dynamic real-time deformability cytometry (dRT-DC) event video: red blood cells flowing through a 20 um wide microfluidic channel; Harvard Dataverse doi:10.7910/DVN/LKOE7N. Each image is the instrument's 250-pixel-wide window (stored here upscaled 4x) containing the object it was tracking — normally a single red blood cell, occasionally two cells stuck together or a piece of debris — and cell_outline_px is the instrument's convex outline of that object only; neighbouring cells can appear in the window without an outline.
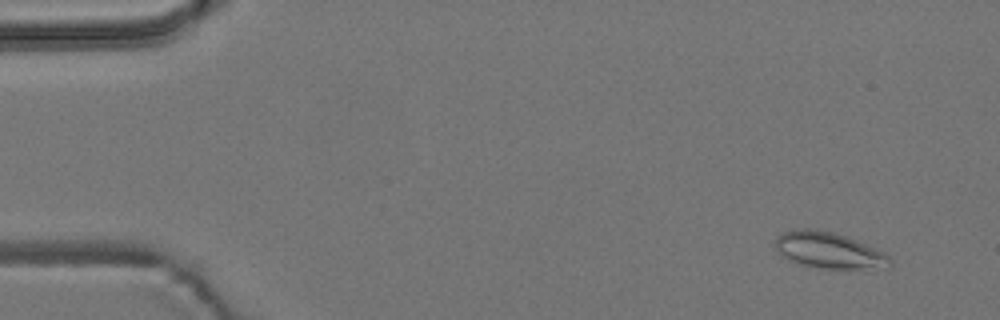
{"species": "common noctule bat (a hibernating species)", "species_latin": "Nyctalus noctula", "temperature_condition": "room temperature", "stored_images_in_passage": 6, "camera_frame_rate_fps": 3000, "um_per_image_px": 0.085, "animal": {"sex": "male", "body_mass_g": 19.2, "forearm_length_mm": 51.8}, "frame": {"image": 1, "passage_image": 1, "time_ms": 0.0, "image_size_px": [1000, 320], "cell_outline_px": [[892, 264], [888, 268], [820, 268], [800, 264], [780, 256], [776, 248], [776, 236], [784, 232], [804, 228], [816, 228], [832, 232], [856, 240], [876, 248], [884, 252], [892, 260]], "centroid_in_image_um": [70.46, 21.28], "position_along_channel_um": 14.5, "area_um2": 24.1}}
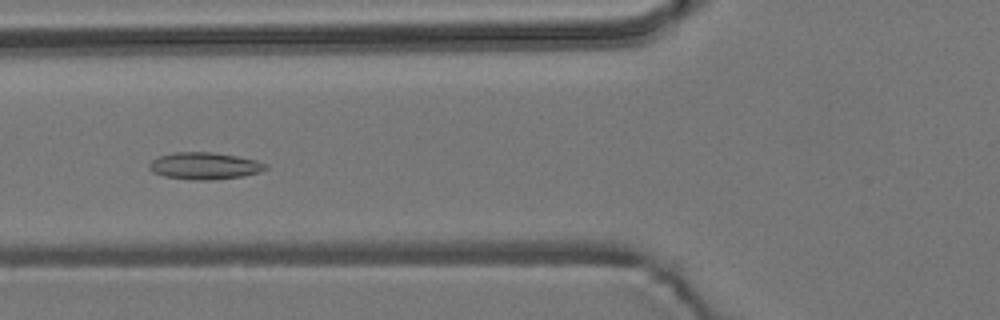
{"frame": {"image": 2, "passage_image": 6, "time_ms": 5.667, "image_size_px": [1000, 320], "cell_outline_px": [[268, 168], [260, 172], [244, 176], [212, 180], [192, 180], [164, 176], [152, 172], [148, 168], [148, 164], [152, 160], [160, 156], [172, 152], [212, 152], [236, 156], [256, 160], [268, 164]], "centroid_in_image_um": [17.39, 14.1], "position_along_channel_um": 108.4, "area_um2": 18.44}}